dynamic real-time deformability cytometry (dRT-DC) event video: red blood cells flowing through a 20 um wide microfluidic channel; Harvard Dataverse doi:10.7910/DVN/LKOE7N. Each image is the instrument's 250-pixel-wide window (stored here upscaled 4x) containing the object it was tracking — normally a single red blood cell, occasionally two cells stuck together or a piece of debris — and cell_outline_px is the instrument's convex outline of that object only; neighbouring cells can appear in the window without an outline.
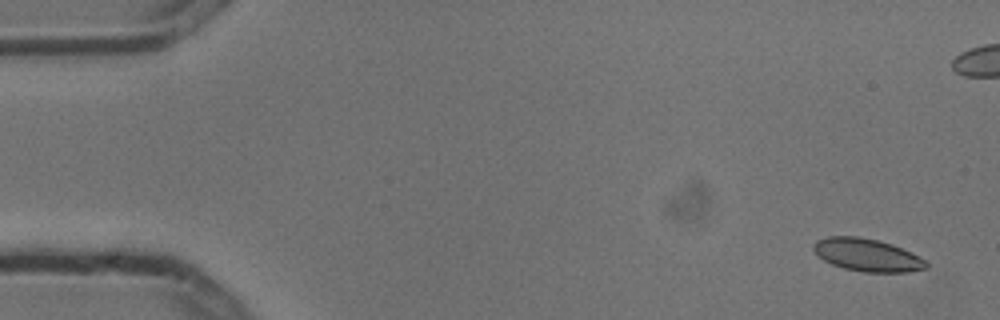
{"species": "common noctule bat (a hibernating species)", "species_latin": "Nyctalus noctula", "temperature_condition": "cold", "stored_images_in_passage": 7, "segment_of_instrument_passage": [1, 2], "camera_frame_rate_fps": 3000, "um_per_image_px": 0.085, "animal": {"sex": "male", "body_mass_g": 13.3}, "frame": {"image": 1, "passage_image": 1, "time_ms": 0.0, "image_size_px": [1000, 320], "cell_outline_px": [[928, 268], [908, 272], [864, 272], [844, 268], [832, 264], [816, 256], [812, 248], [812, 244], [816, 240], [828, 236], [856, 236], [876, 240], [892, 244], [912, 252], [924, 260], [928, 264]], "centroid_in_image_um": [73.67, 21.67], "position_along_channel_um": 11.3, "area_um2": 21.56}}
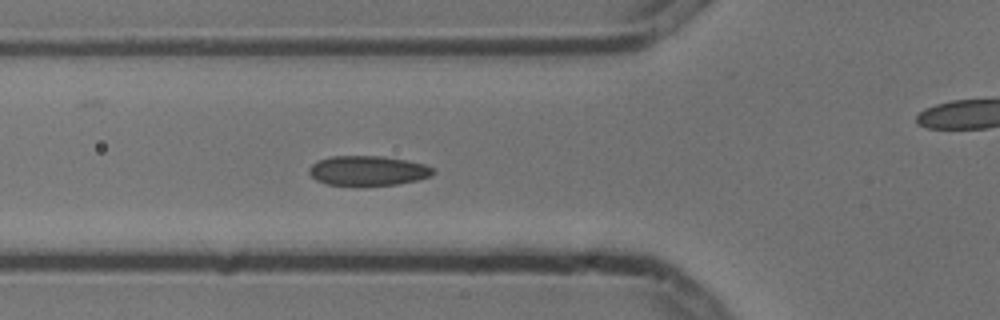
{"frame": {"image": 2, "passage_image": 6, "time_ms": 1.667, "image_size_px": [1000, 320], "cell_outline_px": [[436, 172], [428, 176], [416, 180], [396, 184], [356, 188], [324, 184], [316, 180], [308, 172], [308, 168], [312, 164], [320, 160], [332, 156], [384, 156], [424, 164], [432, 168]], "centroid_in_image_um": [31.2, 14.55], "position_along_channel_um": 94.6, "area_um2": 22.02}}